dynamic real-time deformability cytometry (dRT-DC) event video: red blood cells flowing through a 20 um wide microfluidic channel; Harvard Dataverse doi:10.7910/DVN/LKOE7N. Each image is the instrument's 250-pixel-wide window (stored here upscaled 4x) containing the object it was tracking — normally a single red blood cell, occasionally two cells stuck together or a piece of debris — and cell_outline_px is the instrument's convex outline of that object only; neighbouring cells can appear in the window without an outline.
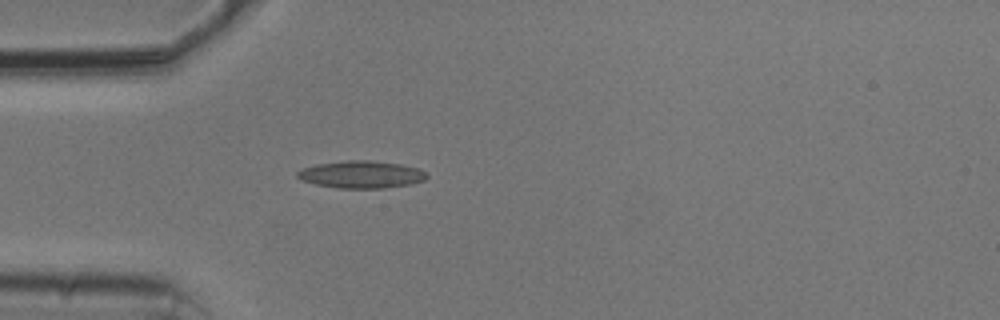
{"species": "common noctule bat (a hibernating species)", "species_latin": "Nyctalus noctula", "temperature_condition": "cold", "stored_images_in_passage": 39, "camera_frame_rate_fps": 3000, "um_per_image_px": 0.085, "animal": {"sex": "male", "body_mass_g": 20.5, "forearm_length_mm": 52.5}, "frame": {"image": 1, "passage_image": 1, "time_ms": 0.0, "image_size_px": [1000, 320], "cell_outline_px": [[428, 176], [424, 180], [408, 184], [384, 188], [340, 188], [316, 184], [304, 180], [296, 176], [296, 172], [304, 168], [316, 164], [348, 160], [372, 160], [400, 164], [420, 168], [428, 172]], "centroid_in_image_um": [30.75, 14.82], "position_along_channel_um": 54.2, "area_um2": 20.52}}
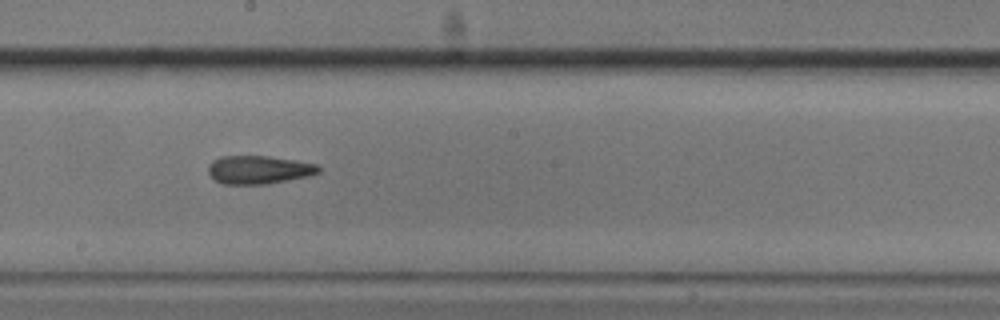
{"frame": {"image": 2, "passage_image": 15, "time_ms": 4.667, "image_size_px": [1000, 320], "cell_outline_px": [[320, 172], [308, 176], [268, 184], [224, 184], [212, 180], [208, 172], [208, 164], [212, 160], [220, 156], [268, 156], [296, 160], [316, 164], [320, 168]], "centroid_in_image_um": [21.95, 14.43], "position_along_channel_um": 226.2, "area_um2": 18.38}}
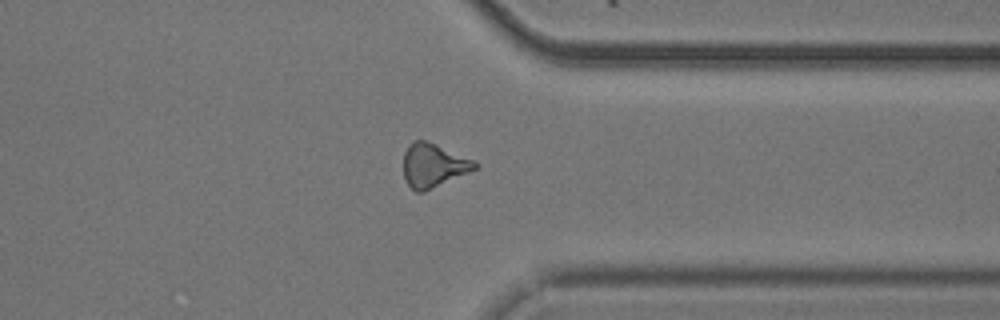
{"frame": {"image": 3, "passage_image": 27, "time_ms": 8.667, "image_size_px": [1000, 320], "cell_outline_px": [[480, 168], [424, 192], [416, 192], [408, 184], [404, 176], [404, 152], [412, 140], [424, 140], [436, 144], [476, 160], [480, 164]], "centroid_in_image_um": [36.89, 14.06], "position_along_channel_um": 374.5, "area_um2": 18.5}, "authors_computed_cell_mechanics": {"area_um2": 18.0914, "velocity_mm_per_s": 3.7949, "shape_relaxation_time_tau1_ms": null, "shape_relaxation_time_tau2_ms": 3.7672, "deformation_change_tau1": null, "deformation_change_tau2": 0.1432}}